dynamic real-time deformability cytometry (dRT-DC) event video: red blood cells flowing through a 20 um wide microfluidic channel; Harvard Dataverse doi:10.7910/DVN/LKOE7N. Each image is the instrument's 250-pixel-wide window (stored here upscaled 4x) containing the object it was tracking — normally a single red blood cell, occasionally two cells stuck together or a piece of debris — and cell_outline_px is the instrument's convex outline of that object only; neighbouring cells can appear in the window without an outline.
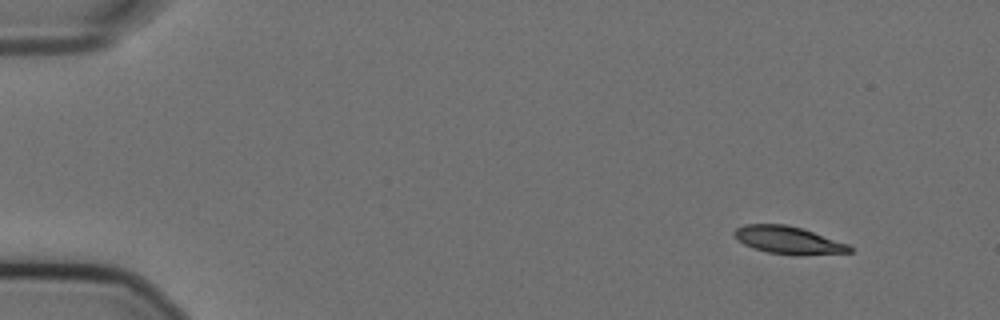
{"species": "Egyptian fruit bat (a non-hibernating species)", "species_latin": "Rousettus aegyptiacus", "temperature_condition": "cold", "stored_images_in_passage": 52, "camera_frame_rate_fps": 3000, "um_per_image_px": 0.085, "animal": {"sex": "female"}, "frame": {"image": 1, "passage_image": 1, "time_ms": 0.0, "image_size_px": [1000, 320], "cell_outline_px": [[852, 252], [800, 256], [768, 252], [752, 248], [736, 240], [732, 232], [736, 228], [744, 224], [784, 224], [800, 228], [848, 244], [852, 248]], "centroid_in_image_um": [66.96, 20.42], "position_along_channel_um": 18.0, "area_um2": 18.55}}
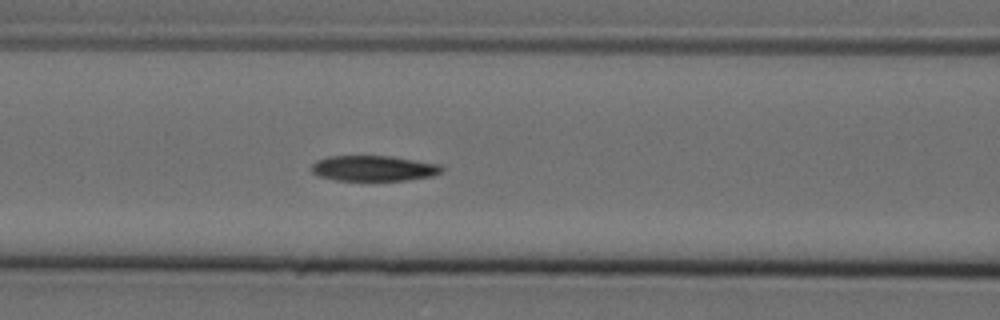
{"frame": {"image": 2, "passage_image": 20, "time_ms": 6.333, "image_size_px": [1000, 320], "cell_outline_px": [[444, 168], [440, 172], [432, 176], [408, 180], [336, 180], [320, 176], [312, 172], [312, 164], [316, 160], [328, 156], [392, 156], [440, 164]], "centroid_in_image_um": [31.77, 14.3], "position_along_channel_um": 134.8, "area_um2": 19.31}}
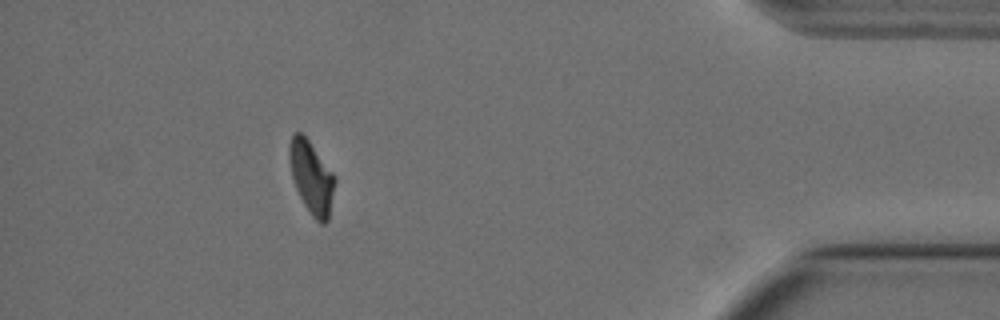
{"frame": {"image": 3, "passage_image": 47, "time_ms": 15.333, "image_size_px": [1000, 320], "cell_outline_px": [[336, 180], [328, 220], [324, 224], [320, 224], [312, 216], [304, 204], [296, 188], [292, 176], [288, 160], [288, 148], [292, 136], [296, 132], [300, 132], [308, 140], [336, 176]], "centroid_in_image_um": [26.48, 15.08], "position_along_channel_um": 408.7, "area_um2": 19.13}, "authors_computed_cell_mechanics": {"area_um2": 20.2011, "velocity_mm_per_s": 3.563, "shape_relaxation_time_tau1_ms": 6.3058, "shape_relaxation_time_tau2_ms": 4.6446, "deformation_change_tau1": 0.1774, "deformation_change_tau2": 0.0923}}